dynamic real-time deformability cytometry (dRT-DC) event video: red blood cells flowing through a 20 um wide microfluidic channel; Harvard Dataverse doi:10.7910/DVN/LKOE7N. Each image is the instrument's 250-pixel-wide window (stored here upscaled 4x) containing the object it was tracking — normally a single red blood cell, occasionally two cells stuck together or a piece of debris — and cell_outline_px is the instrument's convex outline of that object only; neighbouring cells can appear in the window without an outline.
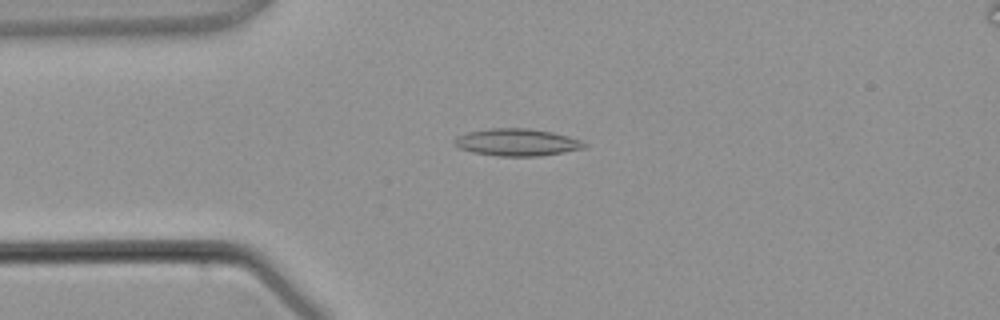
{"species": "common noctule bat (a hibernating species)", "species_latin": "Nyctalus noctula", "temperature_condition": "warm", "stored_images_in_passage": 4, "camera_frame_rate_fps": 3000, "um_per_image_px": 0.085, "animal": {"sex": "male", "body_mass_g": 21.5, "forearm_length_mm": 52.0}, "frame": {"image": 1, "passage_image": 3, "time_ms": 2.667, "image_size_px": [1000, 320], "cell_outline_px": [[588, 144], [584, 148], [564, 152], [540, 156], [496, 156], [472, 152], [460, 148], [452, 140], [456, 136], [468, 132], [488, 128], [528, 128], [552, 132], [568, 136], [580, 140]], "centroid_in_image_um": [43.93, 12.09], "position_along_channel_um": 41.1, "area_um2": 20.63}}